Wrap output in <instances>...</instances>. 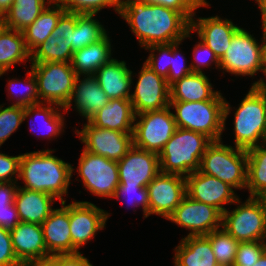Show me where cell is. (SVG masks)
I'll return each instance as SVG.
<instances>
[{
  "label": "cell",
  "mask_w": 266,
  "mask_h": 266,
  "mask_svg": "<svg viewBox=\"0 0 266 266\" xmlns=\"http://www.w3.org/2000/svg\"><path fill=\"white\" fill-rule=\"evenodd\" d=\"M119 16L128 24L143 49L192 38L191 22L181 12L162 5L120 0Z\"/></svg>",
  "instance_id": "1"
},
{
  "label": "cell",
  "mask_w": 266,
  "mask_h": 266,
  "mask_svg": "<svg viewBox=\"0 0 266 266\" xmlns=\"http://www.w3.org/2000/svg\"><path fill=\"white\" fill-rule=\"evenodd\" d=\"M54 151L48 148L21 154L19 179L23 181L17 184L23 189L50 194L61 203L67 201L64 197L72 184L74 165L53 155Z\"/></svg>",
  "instance_id": "2"
},
{
  "label": "cell",
  "mask_w": 266,
  "mask_h": 266,
  "mask_svg": "<svg viewBox=\"0 0 266 266\" xmlns=\"http://www.w3.org/2000/svg\"><path fill=\"white\" fill-rule=\"evenodd\" d=\"M225 98L223 110V130L226 120L234 110V147L248 150L266 143V86H252L238 106L232 108Z\"/></svg>",
  "instance_id": "3"
},
{
  "label": "cell",
  "mask_w": 266,
  "mask_h": 266,
  "mask_svg": "<svg viewBox=\"0 0 266 266\" xmlns=\"http://www.w3.org/2000/svg\"><path fill=\"white\" fill-rule=\"evenodd\" d=\"M211 142L205 134L177 127L159 153L160 172L186 177L198 171L201 159Z\"/></svg>",
  "instance_id": "4"
},
{
  "label": "cell",
  "mask_w": 266,
  "mask_h": 266,
  "mask_svg": "<svg viewBox=\"0 0 266 266\" xmlns=\"http://www.w3.org/2000/svg\"><path fill=\"white\" fill-rule=\"evenodd\" d=\"M225 97L219 93L213 100L182 102L170 101L178 128L200 132L212 141L222 140Z\"/></svg>",
  "instance_id": "5"
},
{
  "label": "cell",
  "mask_w": 266,
  "mask_h": 266,
  "mask_svg": "<svg viewBox=\"0 0 266 266\" xmlns=\"http://www.w3.org/2000/svg\"><path fill=\"white\" fill-rule=\"evenodd\" d=\"M224 141H212L201 159L199 171L216 177L235 190L247 185V150L227 145Z\"/></svg>",
  "instance_id": "6"
},
{
  "label": "cell",
  "mask_w": 266,
  "mask_h": 266,
  "mask_svg": "<svg viewBox=\"0 0 266 266\" xmlns=\"http://www.w3.org/2000/svg\"><path fill=\"white\" fill-rule=\"evenodd\" d=\"M239 197L222 213V228L238 242L266 241V208L258 197Z\"/></svg>",
  "instance_id": "7"
},
{
  "label": "cell",
  "mask_w": 266,
  "mask_h": 266,
  "mask_svg": "<svg viewBox=\"0 0 266 266\" xmlns=\"http://www.w3.org/2000/svg\"><path fill=\"white\" fill-rule=\"evenodd\" d=\"M30 69L37 81L40 103H53L64 108L72 96L78 76L71 63H30Z\"/></svg>",
  "instance_id": "8"
},
{
  "label": "cell",
  "mask_w": 266,
  "mask_h": 266,
  "mask_svg": "<svg viewBox=\"0 0 266 266\" xmlns=\"http://www.w3.org/2000/svg\"><path fill=\"white\" fill-rule=\"evenodd\" d=\"M77 169L72 167V173L77 172L76 181H81L84 190L101 199H113L119 186V170L117 161L109 160L82 149L78 157ZM77 170V171H76Z\"/></svg>",
  "instance_id": "9"
},
{
  "label": "cell",
  "mask_w": 266,
  "mask_h": 266,
  "mask_svg": "<svg viewBox=\"0 0 266 266\" xmlns=\"http://www.w3.org/2000/svg\"><path fill=\"white\" fill-rule=\"evenodd\" d=\"M220 71L235 77L254 78L259 72L263 74L261 41L258 42L249 30L240 27L220 59Z\"/></svg>",
  "instance_id": "10"
},
{
  "label": "cell",
  "mask_w": 266,
  "mask_h": 266,
  "mask_svg": "<svg viewBox=\"0 0 266 266\" xmlns=\"http://www.w3.org/2000/svg\"><path fill=\"white\" fill-rule=\"evenodd\" d=\"M170 106L135 116L133 145L159 154L177 126Z\"/></svg>",
  "instance_id": "11"
},
{
  "label": "cell",
  "mask_w": 266,
  "mask_h": 266,
  "mask_svg": "<svg viewBox=\"0 0 266 266\" xmlns=\"http://www.w3.org/2000/svg\"><path fill=\"white\" fill-rule=\"evenodd\" d=\"M134 84L132 75V86L134 92H131L130 101L135 114L147 111L161 110L170 104V86L167 80L157 75L145 63L140 67Z\"/></svg>",
  "instance_id": "12"
},
{
  "label": "cell",
  "mask_w": 266,
  "mask_h": 266,
  "mask_svg": "<svg viewBox=\"0 0 266 266\" xmlns=\"http://www.w3.org/2000/svg\"><path fill=\"white\" fill-rule=\"evenodd\" d=\"M74 132L84 144V150L117 162L133 146V133L98 128L89 121H85L81 130L75 128Z\"/></svg>",
  "instance_id": "13"
},
{
  "label": "cell",
  "mask_w": 266,
  "mask_h": 266,
  "mask_svg": "<svg viewBox=\"0 0 266 266\" xmlns=\"http://www.w3.org/2000/svg\"><path fill=\"white\" fill-rule=\"evenodd\" d=\"M74 200L69 203V222L73 253H77L81 252L80 248L92 241L100 230H104L112 213L97 207L91 201Z\"/></svg>",
  "instance_id": "14"
},
{
  "label": "cell",
  "mask_w": 266,
  "mask_h": 266,
  "mask_svg": "<svg viewBox=\"0 0 266 266\" xmlns=\"http://www.w3.org/2000/svg\"><path fill=\"white\" fill-rule=\"evenodd\" d=\"M167 220L188 230L186 236L208 235L222 228V213L217 208L196 201L187 194Z\"/></svg>",
  "instance_id": "15"
},
{
  "label": "cell",
  "mask_w": 266,
  "mask_h": 266,
  "mask_svg": "<svg viewBox=\"0 0 266 266\" xmlns=\"http://www.w3.org/2000/svg\"><path fill=\"white\" fill-rule=\"evenodd\" d=\"M149 216L166 220L186 195V178L179 174L160 172L148 185Z\"/></svg>",
  "instance_id": "16"
},
{
  "label": "cell",
  "mask_w": 266,
  "mask_h": 266,
  "mask_svg": "<svg viewBox=\"0 0 266 266\" xmlns=\"http://www.w3.org/2000/svg\"><path fill=\"white\" fill-rule=\"evenodd\" d=\"M185 178L186 194L190 198L213 206L221 213L228 209L226 206L233 205L240 197L236 190L227 183L201 173L199 170L192 172Z\"/></svg>",
  "instance_id": "17"
},
{
  "label": "cell",
  "mask_w": 266,
  "mask_h": 266,
  "mask_svg": "<svg viewBox=\"0 0 266 266\" xmlns=\"http://www.w3.org/2000/svg\"><path fill=\"white\" fill-rule=\"evenodd\" d=\"M119 186H144L160 173L159 154L135 147L117 162Z\"/></svg>",
  "instance_id": "18"
},
{
  "label": "cell",
  "mask_w": 266,
  "mask_h": 266,
  "mask_svg": "<svg viewBox=\"0 0 266 266\" xmlns=\"http://www.w3.org/2000/svg\"><path fill=\"white\" fill-rule=\"evenodd\" d=\"M232 19L219 15L197 18L196 11L191 20V31L200 38L220 60L231 43L235 32L240 28Z\"/></svg>",
  "instance_id": "19"
},
{
  "label": "cell",
  "mask_w": 266,
  "mask_h": 266,
  "mask_svg": "<svg viewBox=\"0 0 266 266\" xmlns=\"http://www.w3.org/2000/svg\"><path fill=\"white\" fill-rule=\"evenodd\" d=\"M109 98L101 89L94 75H78L72 96L64 107L66 114L72 108L88 121L99 109L107 104Z\"/></svg>",
  "instance_id": "20"
},
{
  "label": "cell",
  "mask_w": 266,
  "mask_h": 266,
  "mask_svg": "<svg viewBox=\"0 0 266 266\" xmlns=\"http://www.w3.org/2000/svg\"><path fill=\"white\" fill-rule=\"evenodd\" d=\"M61 202L41 224L44 242L50 256L73 253L70 233L69 204Z\"/></svg>",
  "instance_id": "21"
},
{
  "label": "cell",
  "mask_w": 266,
  "mask_h": 266,
  "mask_svg": "<svg viewBox=\"0 0 266 266\" xmlns=\"http://www.w3.org/2000/svg\"><path fill=\"white\" fill-rule=\"evenodd\" d=\"M65 113L64 108L57 104L39 103L25 107L23 122L30 118L29 124L30 130L32 131L31 133L38 135V137L41 135L42 140L47 138L52 141L57 139V137L59 138V136L63 135V132H65ZM35 122L40 124L41 127L39 125V127H36L34 125ZM35 129L37 131H34Z\"/></svg>",
  "instance_id": "22"
},
{
  "label": "cell",
  "mask_w": 266,
  "mask_h": 266,
  "mask_svg": "<svg viewBox=\"0 0 266 266\" xmlns=\"http://www.w3.org/2000/svg\"><path fill=\"white\" fill-rule=\"evenodd\" d=\"M126 61L112 58L94 74L109 99H130L133 73Z\"/></svg>",
  "instance_id": "23"
},
{
  "label": "cell",
  "mask_w": 266,
  "mask_h": 266,
  "mask_svg": "<svg viewBox=\"0 0 266 266\" xmlns=\"http://www.w3.org/2000/svg\"><path fill=\"white\" fill-rule=\"evenodd\" d=\"M10 234L14 253L22 264L51 257L45 246L41 224L20 222Z\"/></svg>",
  "instance_id": "24"
},
{
  "label": "cell",
  "mask_w": 266,
  "mask_h": 266,
  "mask_svg": "<svg viewBox=\"0 0 266 266\" xmlns=\"http://www.w3.org/2000/svg\"><path fill=\"white\" fill-rule=\"evenodd\" d=\"M135 116L130 99H109L88 121L98 128L133 133Z\"/></svg>",
  "instance_id": "25"
},
{
  "label": "cell",
  "mask_w": 266,
  "mask_h": 266,
  "mask_svg": "<svg viewBox=\"0 0 266 266\" xmlns=\"http://www.w3.org/2000/svg\"><path fill=\"white\" fill-rule=\"evenodd\" d=\"M173 250L174 266H219L205 235L184 236Z\"/></svg>",
  "instance_id": "26"
},
{
  "label": "cell",
  "mask_w": 266,
  "mask_h": 266,
  "mask_svg": "<svg viewBox=\"0 0 266 266\" xmlns=\"http://www.w3.org/2000/svg\"><path fill=\"white\" fill-rule=\"evenodd\" d=\"M56 201L50 194L18 187L14 204L20 222L42 224L55 209L53 204Z\"/></svg>",
  "instance_id": "27"
},
{
  "label": "cell",
  "mask_w": 266,
  "mask_h": 266,
  "mask_svg": "<svg viewBox=\"0 0 266 266\" xmlns=\"http://www.w3.org/2000/svg\"><path fill=\"white\" fill-rule=\"evenodd\" d=\"M214 90L208 75L192 72L170 86V101L197 102L213 100L221 90Z\"/></svg>",
  "instance_id": "28"
},
{
  "label": "cell",
  "mask_w": 266,
  "mask_h": 266,
  "mask_svg": "<svg viewBox=\"0 0 266 266\" xmlns=\"http://www.w3.org/2000/svg\"><path fill=\"white\" fill-rule=\"evenodd\" d=\"M110 38L107 33L97 42L73 53L71 66L77 75H94L102 65L113 58L114 45Z\"/></svg>",
  "instance_id": "29"
},
{
  "label": "cell",
  "mask_w": 266,
  "mask_h": 266,
  "mask_svg": "<svg viewBox=\"0 0 266 266\" xmlns=\"http://www.w3.org/2000/svg\"><path fill=\"white\" fill-rule=\"evenodd\" d=\"M31 61V53L26 47L23 33L5 28L0 24V77L17 64Z\"/></svg>",
  "instance_id": "30"
},
{
  "label": "cell",
  "mask_w": 266,
  "mask_h": 266,
  "mask_svg": "<svg viewBox=\"0 0 266 266\" xmlns=\"http://www.w3.org/2000/svg\"><path fill=\"white\" fill-rule=\"evenodd\" d=\"M65 12L62 5L57 0H53L37 19L22 31L26 47L30 53L48 39L51 32L57 26L59 18Z\"/></svg>",
  "instance_id": "31"
},
{
  "label": "cell",
  "mask_w": 266,
  "mask_h": 266,
  "mask_svg": "<svg viewBox=\"0 0 266 266\" xmlns=\"http://www.w3.org/2000/svg\"><path fill=\"white\" fill-rule=\"evenodd\" d=\"M53 0H14L10 8L0 18L5 28L22 32L32 24Z\"/></svg>",
  "instance_id": "32"
},
{
  "label": "cell",
  "mask_w": 266,
  "mask_h": 266,
  "mask_svg": "<svg viewBox=\"0 0 266 266\" xmlns=\"http://www.w3.org/2000/svg\"><path fill=\"white\" fill-rule=\"evenodd\" d=\"M248 197H259L266 191V143L247 150Z\"/></svg>",
  "instance_id": "33"
},
{
  "label": "cell",
  "mask_w": 266,
  "mask_h": 266,
  "mask_svg": "<svg viewBox=\"0 0 266 266\" xmlns=\"http://www.w3.org/2000/svg\"><path fill=\"white\" fill-rule=\"evenodd\" d=\"M97 14H77L76 26L74 28L73 52L82 49L92 43L102 39L107 33V29L97 19Z\"/></svg>",
  "instance_id": "34"
},
{
  "label": "cell",
  "mask_w": 266,
  "mask_h": 266,
  "mask_svg": "<svg viewBox=\"0 0 266 266\" xmlns=\"http://www.w3.org/2000/svg\"><path fill=\"white\" fill-rule=\"evenodd\" d=\"M26 78H8L6 83L7 98L9 105L27 107L30 105H36L40 103V99L37 92V81L31 69L26 72ZM24 85V86H23ZM12 97V98H11ZM15 99V100H12Z\"/></svg>",
  "instance_id": "35"
},
{
  "label": "cell",
  "mask_w": 266,
  "mask_h": 266,
  "mask_svg": "<svg viewBox=\"0 0 266 266\" xmlns=\"http://www.w3.org/2000/svg\"><path fill=\"white\" fill-rule=\"evenodd\" d=\"M72 44L54 40L49 36L31 52L30 63L65 62L71 63L73 56Z\"/></svg>",
  "instance_id": "36"
},
{
  "label": "cell",
  "mask_w": 266,
  "mask_h": 266,
  "mask_svg": "<svg viewBox=\"0 0 266 266\" xmlns=\"http://www.w3.org/2000/svg\"><path fill=\"white\" fill-rule=\"evenodd\" d=\"M212 246L215 259L219 266H233L239 242L223 228L205 235Z\"/></svg>",
  "instance_id": "37"
},
{
  "label": "cell",
  "mask_w": 266,
  "mask_h": 266,
  "mask_svg": "<svg viewBox=\"0 0 266 266\" xmlns=\"http://www.w3.org/2000/svg\"><path fill=\"white\" fill-rule=\"evenodd\" d=\"M148 189L144 186H118L116 189V193L113 198L117 200H121V204H127V209L133 208L134 212L135 208L142 209L143 218H147L149 216V198H148Z\"/></svg>",
  "instance_id": "38"
},
{
  "label": "cell",
  "mask_w": 266,
  "mask_h": 266,
  "mask_svg": "<svg viewBox=\"0 0 266 266\" xmlns=\"http://www.w3.org/2000/svg\"><path fill=\"white\" fill-rule=\"evenodd\" d=\"M0 104V147L17 132L23 123L25 107Z\"/></svg>",
  "instance_id": "39"
},
{
  "label": "cell",
  "mask_w": 266,
  "mask_h": 266,
  "mask_svg": "<svg viewBox=\"0 0 266 266\" xmlns=\"http://www.w3.org/2000/svg\"><path fill=\"white\" fill-rule=\"evenodd\" d=\"M66 12L98 14L104 8H112L119 15L120 0H57Z\"/></svg>",
  "instance_id": "40"
},
{
  "label": "cell",
  "mask_w": 266,
  "mask_h": 266,
  "mask_svg": "<svg viewBox=\"0 0 266 266\" xmlns=\"http://www.w3.org/2000/svg\"><path fill=\"white\" fill-rule=\"evenodd\" d=\"M149 55L144 60V63L148 65L157 75L164 77L168 76L170 62H171V43L152 45L144 48Z\"/></svg>",
  "instance_id": "41"
},
{
  "label": "cell",
  "mask_w": 266,
  "mask_h": 266,
  "mask_svg": "<svg viewBox=\"0 0 266 266\" xmlns=\"http://www.w3.org/2000/svg\"><path fill=\"white\" fill-rule=\"evenodd\" d=\"M196 41V44L193 45L192 54L193 58L190 63L191 69L193 72L205 73L203 68H211L214 65L215 69L220 71V60L215 55V53L200 39Z\"/></svg>",
  "instance_id": "42"
},
{
  "label": "cell",
  "mask_w": 266,
  "mask_h": 266,
  "mask_svg": "<svg viewBox=\"0 0 266 266\" xmlns=\"http://www.w3.org/2000/svg\"><path fill=\"white\" fill-rule=\"evenodd\" d=\"M183 41L171 43V62L169 67L167 83L171 86L182 77L192 73L190 64H187L186 56L180 49Z\"/></svg>",
  "instance_id": "43"
},
{
  "label": "cell",
  "mask_w": 266,
  "mask_h": 266,
  "mask_svg": "<svg viewBox=\"0 0 266 266\" xmlns=\"http://www.w3.org/2000/svg\"><path fill=\"white\" fill-rule=\"evenodd\" d=\"M266 251V241L239 242L233 266H253Z\"/></svg>",
  "instance_id": "44"
},
{
  "label": "cell",
  "mask_w": 266,
  "mask_h": 266,
  "mask_svg": "<svg viewBox=\"0 0 266 266\" xmlns=\"http://www.w3.org/2000/svg\"><path fill=\"white\" fill-rule=\"evenodd\" d=\"M76 26V13L65 12L58 21L50 36L56 41L74 43V28Z\"/></svg>",
  "instance_id": "45"
},
{
  "label": "cell",
  "mask_w": 266,
  "mask_h": 266,
  "mask_svg": "<svg viewBox=\"0 0 266 266\" xmlns=\"http://www.w3.org/2000/svg\"><path fill=\"white\" fill-rule=\"evenodd\" d=\"M20 158L21 153L10 156L0 152V182H18Z\"/></svg>",
  "instance_id": "46"
},
{
  "label": "cell",
  "mask_w": 266,
  "mask_h": 266,
  "mask_svg": "<svg viewBox=\"0 0 266 266\" xmlns=\"http://www.w3.org/2000/svg\"><path fill=\"white\" fill-rule=\"evenodd\" d=\"M22 265L14 253L10 231L0 227V266Z\"/></svg>",
  "instance_id": "47"
},
{
  "label": "cell",
  "mask_w": 266,
  "mask_h": 266,
  "mask_svg": "<svg viewBox=\"0 0 266 266\" xmlns=\"http://www.w3.org/2000/svg\"><path fill=\"white\" fill-rule=\"evenodd\" d=\"M146 4L162 5L166 8L181 12L190 22L195 11L200 9L192 0H137Z\"/></svg>",
  "instance_id": "48"
},
{
  "label": "cell",
  "mask_w": 266,
  "mask_h": 266,
  "mask_svg": "<svg viewBox=\"0 0 266 266\" xmlns=\"http://www.w3.org/2000/svg\"><path fill=\"white\" fill-rule=\"evenodd\" d=\"M20 223L15 205H0V227L12 231Z\"/></svg>",
  "instance_id": "49"
},
{
  "label": "cell",
  "mask_w": 266,
  "mask_h": 266,
  "mask_svg": "<svg viewBox=\"0 0 266 266\" xmlns=\"http://www.w3.org/2000/svg\"><path fill=\"white\" fill-rule=\"evenodd\" d=\"M53 257L58 261V266H94L82 252L58 254Z\"/></svg>",
  "instance_id": "50"
},
{
  "label": "cell",
  "mask_w": 266,
  "mask_h": 266,
  "mask_svg": "<svg viewBox=\"0 0 266 266\" xmlns=\"http://www.w3.org/2000/svg\"><path fill=\"white\" fill-rule=\"evenodd\" d=\"M17 182H0V205H15Z\"/></svg>",
  "instance_id": "51"
},
{
  "label": "cell",
  "mask_w": 266,
  "mask_h": 266,
  "mask_svg": "<svg viewBox=\"0 0 266 266\" xmlns=\"http://www.w3.org/2000/svg\"><path fill=\"white\" fill-rule=\"evenodd\" d=\"M262 30V37H261V48H262V67H263V74L264 77H260L257 81H253L252 86H265L266 85V27L261 26Z\"/></svg>",
  "instance_id": "52"
},
{
  "label": "cell",
  "mask_w": 266,
  "mask_h": 266,
  "mask_svg": "<svg viewBox=\"0 0 266 266\" xmlns=\"http://www.w3.org/2000/svg\"><path fill=\"white\" fill-rule=\"evenodd\" d=\"M22 266H58V261L53 256H51L45 259L26 262Z\"/></svg>",
  "instance_id": "53"
},
{
  "label": "cell",
  "mask_w": 266,
  "mask_h": 266,
  "mask_svg": "<svg viewBox=\"0 0 266 266\" xmlns=\"http://www.w3.org/2000/svg\"><path fill=\"white\" fill-rule=\"evenodd\" d=\"M258 9L260 10L261 15V26L266 27V0H254Z\"/></svg>",
  "instance_id": "54"
},
{
  "label": "cell",
  "mask_w": 266,
  "mask_h": 266,
  "mask_svg": "<svg viewBox=\"0 0 266 266\" xmlns=\"http://www.w3.org/2000/svg\"><path fill=\"white\" fill-rule=\"evenodd\" d=\"M14 0H0V18L10 8Z\"/></svg>",
  "instance_id": "55"
},
{
  "label": "cell",
  "mask_w": 266,
  "mask_h": 266,
  "mask_svg": "<svg viewBox=\"0 0 266 266\" xmlns=\"http://www.w3.org/2000/svg\"><path fill=\"white\" fill-rule=\"evenodd\" d=\"M197 7H211V4L207 0H192Z\"/></svg>",
  "instance_id": "56"
},
{
  "label": "cell",
  "mask_w": 266,
  "mask_h": 266,
  "mask_svg": "<svg viewBox=\"0 0 266 266\" xmlns=\"http://www.w3.org/2000/svg\"><path fill=\"white\" fill-rule=\"evenodd\" d=\"M253 266H266V251Z\"/></svg>",
  "instance_id": "57"
},
{
  "label": "cell",
  "mask_w": 266,
  "mask_h": 266,
  "mask_svg": "<svg viewBox=\"0 0 266 266\" xmlns=\"http://www.w3.org/2000/svg\"><path fill=\"white\" fill-rule=\"evenodd\" d=\"M258 198L262 201V203L264 204L266 208V191L263 192Z\"/></svg>",
  "instance_id": "58"
}]
</instances>
